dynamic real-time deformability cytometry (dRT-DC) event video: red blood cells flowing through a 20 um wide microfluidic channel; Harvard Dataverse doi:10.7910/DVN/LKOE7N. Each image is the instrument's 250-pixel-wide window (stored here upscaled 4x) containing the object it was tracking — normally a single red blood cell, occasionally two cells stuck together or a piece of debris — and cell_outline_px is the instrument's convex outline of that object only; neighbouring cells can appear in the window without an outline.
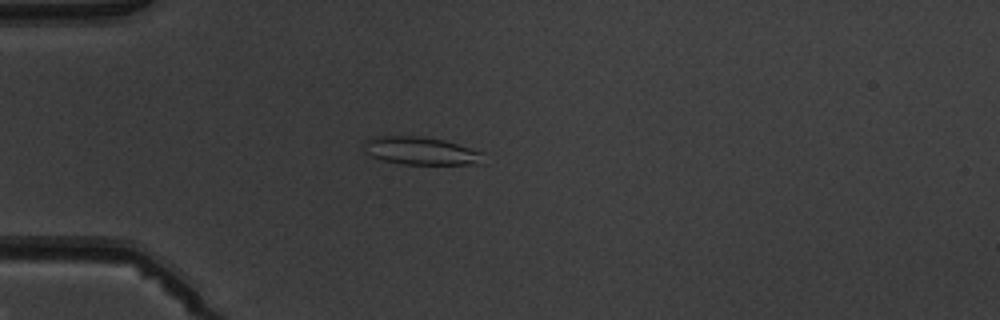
{"species": "common noctule bat (a hibernating species)", "species_latin": "Nyctalus noctula", "temperature_condition": "warm", "stored_images_in_passage": 5, "camera_frame_rate_fps": 3000, "um_per_image_px": 0.085, "animal": {"sex": "male", "body_mass_g": 19.5, "forearm_length_mm": 54.6}, "frame": {"image": 1, "passage_image": 5, "time_ms": 4.667, "image_size_px": [1000, 320], "cell_outline_px": [[484, 164], [404, 164], [384, 160], [372, 156], [364, 152], [364, 140], [376, 136], [416, 136], [444, 140], [484, 152]], "centroid_in_image_um": [35.8, 12.82], "position_along_channel_um": 49.2, "area_um2": 19.42}}